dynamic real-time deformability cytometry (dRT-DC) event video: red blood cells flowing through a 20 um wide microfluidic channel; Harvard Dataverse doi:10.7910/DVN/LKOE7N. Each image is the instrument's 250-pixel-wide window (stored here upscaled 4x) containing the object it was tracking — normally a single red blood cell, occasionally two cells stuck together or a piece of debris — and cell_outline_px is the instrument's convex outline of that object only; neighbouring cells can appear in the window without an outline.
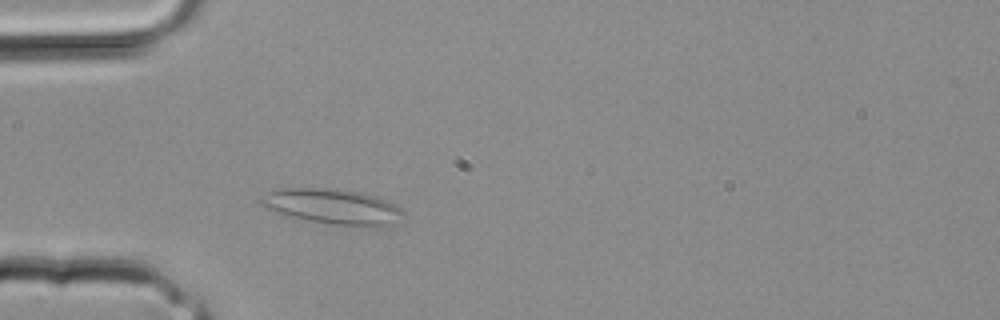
{"species": "common noctule bat (a hibernating species)", "species_latin": "Nyctalus noctula", "temperature_condition": "room temperature", "stored_images_in_passage": 29, "camera_frame_rate_fps": 3000, "um_per_image_px": 0.085, "animal": {"sex": "male", "body_mass_g": 20.4}, "frame": {"image": 1, "passage_image": 6, "time_ms": 1.667, "image_size_px": [1000, 320], "cell_outline_px": [[396, 208], [376, 224], [340, 224], [316, 220], [296, 216], [272, 208], [264, 204], [260, 200], [272, 192], [292, 188], [308, 188], [348, 192], [380, 200]], "centroid_in_image_um": [27.95, 17.5], "position_along_channel_um": 57.0, "area_um2": 23.99}}
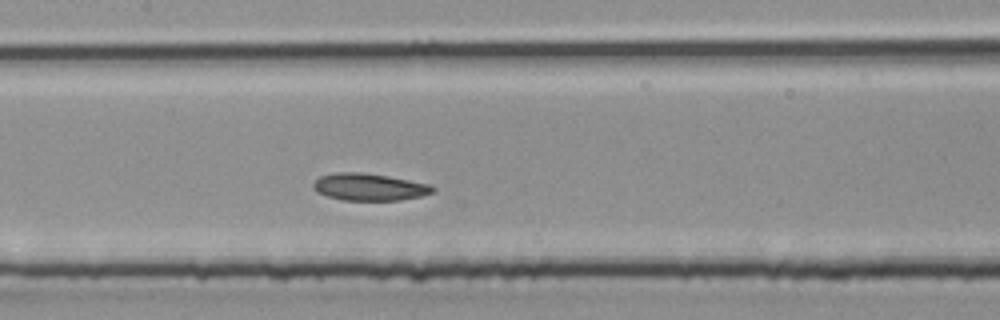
{"frame": {"image": 2, "passage_image": 12, "time_ms": 3.667, "image_size_px": [1000, 320], "cell_outline_px": [[436, 188], [432, 192], [420, 196], [396, 200], [344, 200], [328, 196], [320, 192], [312, 184], [320, 176], [340, 172], [356, 172], [388, 176], [428, 184]], "centroid_in_image_um": [31.4, 15.89], "position_along_channel_um": 176.0, "area_um2": 18.32}}
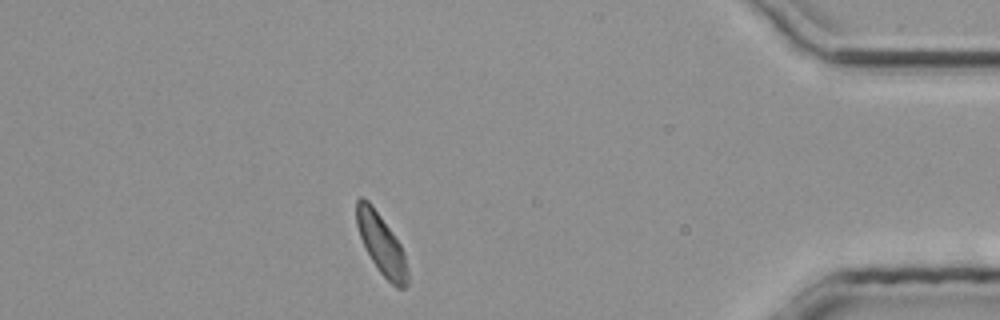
{"frame": {"image": 3, "passage_image": 25, "time_ms": 8.0, "image_size_px": [1000, 320], "cell_outline_px": [[408, 284], [404, 288], [396, 288], [380, 272], [372, 260], [360, 236], [356, 224], [356, 200], [360, 196], [364, 196], [368, 200], [380, 216], [400, 244], [404, 256], [408, 272]], "centroid_in_image_um": [32.4, 20.74], "position_along_channel_um": 402.8, "area_um2": 17.57}}